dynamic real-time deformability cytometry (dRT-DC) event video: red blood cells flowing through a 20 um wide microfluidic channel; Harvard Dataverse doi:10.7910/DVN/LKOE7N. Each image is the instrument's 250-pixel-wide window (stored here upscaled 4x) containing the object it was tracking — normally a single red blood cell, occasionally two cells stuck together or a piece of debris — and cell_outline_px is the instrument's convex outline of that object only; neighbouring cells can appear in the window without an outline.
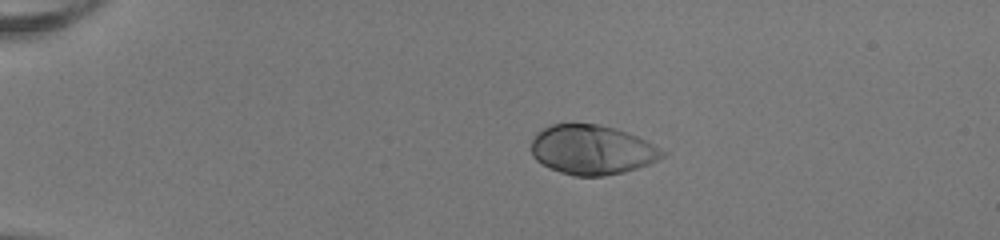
{"species": "human", "species_latin": "Homo sapiens", "temperature_condition": "room temperature", "stored_images_in_passage": 41, "camera_frame_rate_fps": 3000, "um_per_image_px": 0.085, "donor": {"sex": "female"}, "frame": {"image": 1, "passage_image": 1, "time_ms": 0.0, "image_size_px": [1000, 240], "cell_outline_px": [[668, 152], [664, 156], [648, 164], [624, 172], [604, 176], [572, 176], [560, 172], [536, 160], [532, 156], [532, 140], [536, 132], [552, 124], [596, 124], [616, 128], [628, 132]], "centroid_in_image_um": [50.32, 12.73], "position_along_channel_um": 34.7, "area_um2": 37.69}}
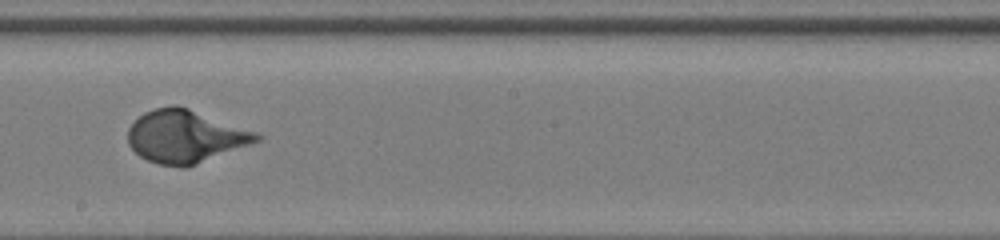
{"frame": {"image": 2, "passage_image": 21, "time_ms": 6.667, "image_size_px": [1000, 240], "cell_outline_px": [[264, 136], [260, 140], [196, 164], [180, 168], [160, 164], [148, 160], [140, 156], [128, 144], [128, 128], [144, 112], [152, 108], [172, 104], [176, 104], [260, 132]], "centroid_in_image_um": [15.77, 11.57], "position_along_channel_um": 232.4, "area_um2": 39.59}}
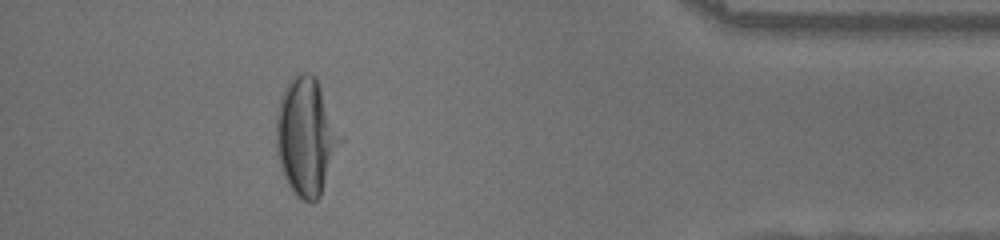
{"frame": {"image": 3, "passage_image": 37, "time_ms": 12.0, "image_size_px": [1000, 240], "cell_outline_px": [[344, 140], [320, 196], [312, 204], [304, 200], [288, 184], [284, 176], [276, 152], [276, 116], [280, 100], [284, 88], [288, 80], [296, 72], [308, 72], [316, 76], [344, 136]], "centroid_in_image_um": [26.06, 11.56], "position_along_channel_um": 409.1, "area_um2": 44.62}}